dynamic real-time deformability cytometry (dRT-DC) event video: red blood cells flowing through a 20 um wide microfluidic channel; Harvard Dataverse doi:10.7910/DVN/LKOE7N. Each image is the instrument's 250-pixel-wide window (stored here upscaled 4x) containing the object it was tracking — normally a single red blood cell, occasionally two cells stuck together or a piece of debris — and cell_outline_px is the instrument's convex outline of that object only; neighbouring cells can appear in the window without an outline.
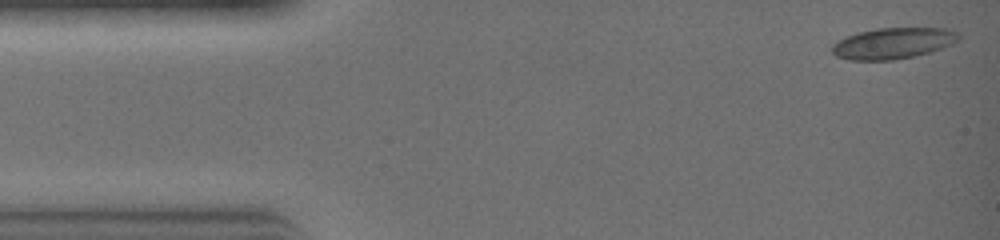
{"species": "common noctule bat (a hibernating species)", "species_latin": "Nyctalus noctula", "temperature_condition": "warm", "stored_images_in_passage": 18, "camera_frame_rate_fps": 3000, "um_per_image_px": 0.085, "animal": {"sex": "female", "body_mass_g": 19.0, "forearm_length_mm": 51.5}, "frame": {"image": 1, "passage_image": 1, "time_ms": 0.0, "image_size_px": [1000, 240], "cell_outline_px": [[960, 36], [956, 40], [940, 48], [928, 52], [912, 56], [892, 60], [852, 60], [836, 56], [832, 52], [832, 44], [848, 36], [860, 32], [876, 28], [944, 28], [956, 32]], "centroid_in_image_um": [75.86, 3.67], "position_along_channel_um": 9.1, "area_um2": 22.37}}
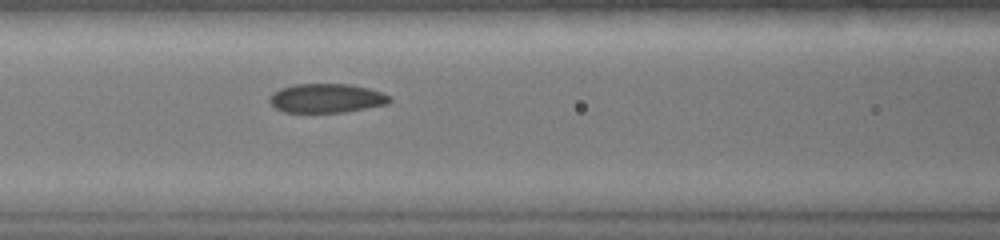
{"frame": {"image": 2, "passage_image": 12, "time_ms": 3.667, "image_size_px": [1000, 240], "cell_outline_px": [[392, 100], [388, 104], [344, 112], [284, 112], [276, 108], [268, 100], [268, 96], [272, 92], [280, 88], [296, 84], [348, 84], [368, 88], [392, 96]], "centroid_in_image_um": [27.74, 8.34], "position_along_channel_um": 138.9, "area_um2": 20.4}}
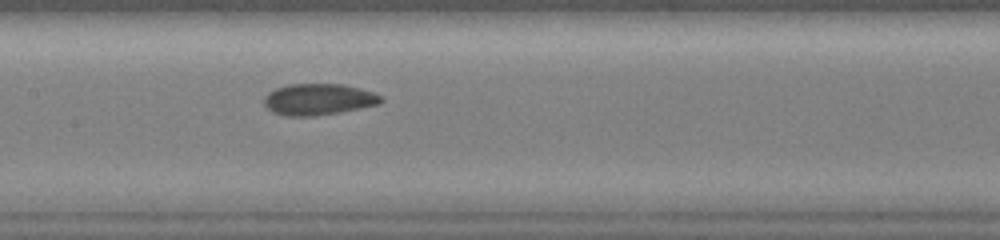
{"frame": {"image": 3, "passage_image": 14, "time_ms": 4.333, "image_size_px": [1000, 240], "cell_outline_px": [[384, 100], [380, 104], [340, 112], [312, 116], [288, 116], [272, 112], [264, 104], [264, 96], [268, 92], [276, 88], [288, 84], [344, 84], [360, 88], [384, 96]], "centroid_in_image_um": [27.09, 8.44], "position_along_channel_um": 180.3, "area_um2": 21.5}}